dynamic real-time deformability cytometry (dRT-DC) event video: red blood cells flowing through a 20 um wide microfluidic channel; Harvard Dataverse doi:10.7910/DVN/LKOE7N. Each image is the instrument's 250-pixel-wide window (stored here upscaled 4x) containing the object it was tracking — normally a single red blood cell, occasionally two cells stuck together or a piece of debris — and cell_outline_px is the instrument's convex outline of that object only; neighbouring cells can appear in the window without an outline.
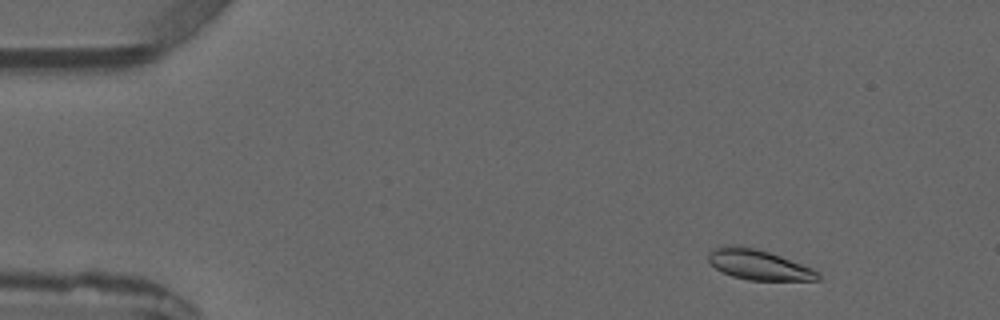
{"species": "common noctule bat (a hibernating species)", "species_latin": "Nyctalus noctula", "temperature_condition": "warm", "stored_images_in_passage": 3, "camera_frame_rate_fps": 3000, "um_per_image_px": 0.085, "animal": {"sex": "male", "forearm_length_mm": 52.5}, "frame": {"image": 1, "passage_image": 1, "time_ms": 0.0, "image_size_px": [1000, 320], "cell_outline_px": [[820, 280], [748, 280], [732, 276], [716, 268], [708, 260], [708, 256], [716, 248], [756, 248], [780, 256], [812, 268], [820, 276]], "centroid_in_image_um": [64.55, 22.55], "position_along_channel_um": 20.5, "area_um2": 18.26}}
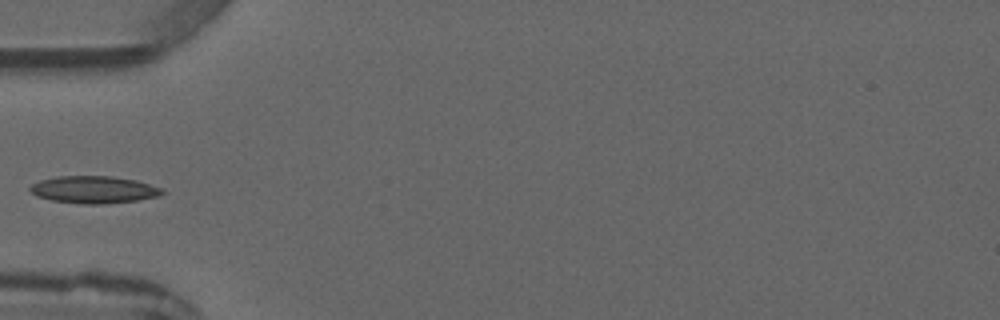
{"frame": {"image": 2, "passage_image": 3, "time_ms": 3.333, "image_size_px": [1000, 320], "cell_outline_px": [[164, 192], [156, 196], [136, 200], [104, 204], [84, 204], [52, 200], [36, 196], [28, 188], [32, 184], [40, 180], [56, 176], [112, 176], [136, 180], [160, 188]], "centroid_in_image_um": [7.92, 16.11], "position_along_channel_um": 77.1, "area_um2": 20.75}}